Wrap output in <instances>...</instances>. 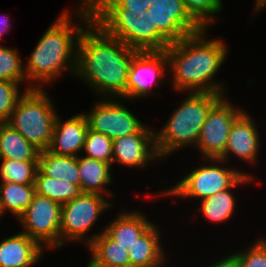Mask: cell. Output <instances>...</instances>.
Returning a JSON list of instances; mask_svg holds the SVG:
<instances>
[{
    "label": "cell",
    "instance_id": "obj_1",
    "mask_svg": "<svg viewBox=\"0 0 266 267\" xmlns=\"http://www.w3.org/2000/svg\"><path fill=\"white\" fill-rule=\"evenodd\" d=\"M136 52L92 20L78 39L75 76L88 83L100 98L126 100L129 67Z\"/></svg>",
    "mask_w": 266,
    "mask_h": 267
},
{
    "label": "cell",
    "instance_id": "obj_2",
    "mask_svg": "<svg viewBox=\"0 0 266 267\" xmlns=\"http://www.w3.org/2000/svg\"><path fill=\"white\" fill-rule=\"evenodd\" d=\"M77 8L75 18H79L77 21H80V25L72 23L73 14L68 9L64 10L37 42L24 64L27 81H30L24 90L44 88V85L55 82L58 80L56 78L68 72L75 75L78 39L84 27L93 20L89 3L78 5Z\"/></svg>",
    "mask_w": 266,
    "mask_h": 267
},
{
    "label": "cell",
    "instance_id": "obj_3",
    "mask_svg": "<svg viewBox=\"0 0 266 267\" xmlns=\"http://www.w3.org/2000/svg\"><path fill=\"white\" fill-rule=\"evenodd\" d=\"M208 29L187 35L165 50L168 69L177 92H212L225 94L224 84L214 77L228 55L222 39H206Z\"/></svg>",
    "mask_w": 266,
    "mask_h": 267
},
{
    "label": "cell",
    "instance_id": "obj_4",
    "mask_svg": "<svg viewBox=\"0 0 266 267\" xmlns=\"http://www.w3.org/2000/svg\"><path fill=\"white\" fill-rule=\"evenodd\" d=\"M188 94V95H187ZM166 125L155 131L156 148L161 160L186 146L197 145L210 109L224 96L212 92H187Z\"/></svg>",
    "mask_w": 266,
    "mask_h": 267
},
{
    "label": "cell",
    "instance_id": "obj_5",
    "mask_svg": "<svg viewBox=\"0 0 266 267\" xmlns=\"http://www.w3.org/2000/svg\"><path fill=\"white\" fill-rule=\"evenodd\" d=\"M93 21L108 35L137 51H162L171 44L156 28L151 11L123 7H91Z\"/></svg>",
    "mask_w": 266,
    "mask_h": 267
},
{
    "label": "cell",
    "instance_id": "obj_6",
    "mask_svg": "<svg viewBox=\"0 0 266 267\" xmlns=\"http://www.w3.org/2000/svg\"><path fill=\"white\" fill-rule=\"evenodd\" d=\"M43 88L23 91L7 123L37 150H48L57 111ZM49 97V98H48Z\"/></svg>",
    "mask_w": 266,
    "mask_h": 267
},
{
    "label": "cell",
    "instance_id": "obj_7",
    "mask_svg": "<svg viewBox=\"0 0 266 267\" xmlns=\"http://www.w3.org/2000/svg\"><path fill=\"white\" fill-rule=\"evenodd\" d=\"M206 162L208 165L200 164L180 179L181 181L179 180L175 186L166 191H160L159 195L185 199L190 197L201 201L232 187L245 174L241 170L223 167L222 165L227 163L219 158L206 159Z\"/></svg>",
    "mask_w": 266,
    "mask_h": 267
},
{
    "label": "cell",
    "instance_id": "obj_8",
    "mask_svg": "<svg viewBox=\"0 0 266 267\" xmlns=\"http://www.w3.org/2000/svg\"><path fill=\"white\" fill-rule=\"evenodd\" d=\"M105 198L107 197L99 194L80 193L73 200L62 205L61 248L65 246L66 241L73 243L83 240L84 245H89L86 235L103 212L111 209L113 205L112 201Z\"/></svg>",
    "mask_w": 266,
    "mask_h": 267
},
{
    "label": "cell",
    "instance_id": "obj_9",
    "mask_svg": "<svg viewBox=\"0 0 266 267\" xmlns=\"http://www.w3.org/2000/svg\"><path fill=\"white\" fill-rule=\"evenodd\" d=\"M62 205L35 193L32 202L17 219L22 232L36 240L44 249L61 248Z\"/></svg>",
    "mask_w": 266,
    "mask_h": 267
},
{
    "label": "cell",
    "instance_id": "obj_10",
    "mask_svg": "<svg viewBox=\"0 0 266 267\" xmlns=\"http://www.w3.org/2000/svg\"><path fill=\"white\" fill-rule=\"evenodd\" d=\"M168 59L165 50L137 51L133 57L126 84V100L155 95L152 84L160 86L168 80Z\"/></svg>",
    "mask_w": 266,
    "mask_h": 267
},
{
    "label": "cell",
    "instance_id": "obj_11",
    "mask_svg": "<svg viewBox=\"0 0 266 267\" xmlns=\"http://www.w3.org/2000/svg\"><path fill=\"white\" fill-rule=\"evenodd\" d=\"M227 101L225 95L210 109L202 126L196 149L204 159L221 158L226 148L230 128L244 111Z\"/></svg>",
    "mask_w": 266,
    "mask_h": 267
},
{
    "label": "cell",
    "instance_id": "obj_12",
    "mask_svg": "<svg viewBox=\"0 0 266 267\" xmlns=\"http://www.w3.org/2000/svg\"><path fill=\"white\" fill-rule=\"evenodd\" d=\"M119 98H100L88 113L84 112L88 128L102 133L112 140L138 132L145 124L137 119Z\"/></svg>",
    "mask_w": 266,
    "mask_h": 267
},
{
    "label": "cell",
    "instance_id": "obj_13",
    "mask_svg": "<svg viewBox=\"0 0 266 267\" xmlns=\"http://www.w3.org/2000/svg\"><path fill=\"white\" fill-rule=\"evenodd\" d=\"M147 11H151L157 30L170 43L203 29L190 16L182 0H155Z\"/></svg>",
    "mask_w": 266,
    "mask_h": 267
},
{
    "label": "cell",
    "instance_id": "obj_14",
    "mask_svg": "<svg viewBox=\"0 0 266 267\" xmlns=\"http://www.w3.org/2000/svg\"><path fill=\"white\" fill-rule=\"evenodd\" d=\"M156 160L162 161L156 148L155 131L148 125L113 140L112 166L115 162L130 168H145Z\"/></svg>",
    "mask_w": 266,
    "mask_h": 267
},
{
    "label": "cell",
    "instance_id": "obj_15",
    "mask_svg": "<svg viewBox=\"0 0 266 267\" xmlns=\"http://www.w3.org/2000/svg\"><path fill=\"white\" fill-rule=\"evenodd\" d=\"M257 126L250 113L243 111L230 128L226 148L220 159L228 163V157L233 154L249 164H255L261 146Z\"/></svg>",
    "mask_w": 266,
    "mask_h": 267
},
{
    "label": "cell",
    "instance_id": "obj_16",
    "mask_svg": "<svg viewBox=\"0 0 266 267\" xmlns=\"http://www.w3.org/2000/svg\"><path fill=\"white\" fill-rule=\"evenodd\" d=\"M87 130L88 123L84 111L65 121H61L57 114L48 150L56 155L78 157L79 151L83 149Z\"/></svg>",
    "mask_w": 266,
    "mask_h": 267
},
{
    "label": "cell",
    "instance_id": "obj_17",
    "mask_svg": "<svg viewBox=\"0 0 266 267\" xmlns=\"http://www.w3.org/2000/svg\"><path fill=\"white\" fill-rule=\"evenodd\" d=\"M45 249L23 232L0 242V267H31L43 257Z\"/></svg>",
    "mask_w": 266,
    "mask_h": 267
},
{
    "label": "cell",
    "instance_id": "obj_18",
    "mask_svg": "<svg viewBox=\"0 0 266 267\" xmlns=\"http://www.w3.org/2000/svg\"><path fill=\"white\" fill-rule=\"evenodd\" d=\"M158 225L152 224L128 250L130 267H163L165 266L164 248L160 239Z\"/></svg>",
    "mask_w": 266,
    "mask_h": 267
},
{
    "label": "cell",
    "instance_id": "obj_19",
    "mask_svg": "<svg viewBox=\"0 0 266 267\" xmlns=\"http://www.w3.org/2000/svg\"><path fill=\"white\" fill-rule=\"evenodd\" d=\"M114 219L103 228L104 232L127 250L153 224L144 213L135 210L133 212L122 210Z\"/></svg>",
    "mask_w": 266,
    "mask_h": 267
},
{
    "label": "cell",
    "instance_id": "obj_20",
    "mask_svg": "<svg viewBox=\"0 0 266 267\" xmlns=\"http://www.w3.org/2000/svg\"><path fill=\"white\" fill-rule=\"evenodd\" d=\"M77 163L80 171L81 193H94L113 197L112 191L106 189L113 180L111 164L80 155L77 157Z\"/></svg>",
    "mask_w": 266,
    "mask_h": 267
},
{
    "label": "cell",
    "instance_id": "obj_21",
    "mask_svg": "<svg viewBox=\"0 0 266 267\" xmlns=\"http://www.w3.org/2000/svg\"><path fill=\"white\" fill-rule=\"evenodd\" d=\"M89 245L86 246L91 252V262L97 267H130L128 250L113 239L104 229L89 236Z\"/></svg>",
    "mask_w": 266,
    "mask_h": 267
},
{
    "label": "cell",
    "instance_id": "obj_22",
    "mask_svg": "<svg viewBox=\"0 0 266 267\" xmlns=\"http://www.w3.org/2000/svg\"><path fill=\"white\" fill-rule=\"evenodd\" d=\"M253 181L255 182L256 180L252 174L245 173L232 187L201 200V204H199L201 207L197 208V210L200 213L202 212L203 217L211 222L224 223V221L230 220L236 207L234 188Z\"/></svg>",
    "mask_w": 266,
    "mask_h": 267
},
{
    "label": "cell",
    "instance_id": "obj_23",
    "mask_svg": "<svg viewBox=\"0 0 266 267\" xmlns=\"http://www.w3.org/2000/svg\"><path fill=\"white\" fill-rule=\"evenodd\" d=\"M38 169L45 176L67 181L80 188L77 157L56 155L49 150L39 151Z\"/></svg>",
    "mask_w": 266,
    "mask_h": 267
},
{
    "label": "cell",
    "instance_id": "obj_24",
    "mask_svg": "<svg viewBox=\"0 0 266 267\" xmlns=\"http://www.w3.org/2000/svg\"><path fill=\"white\" fill-rule=\"evenodd\" d=\"M39 150L7 122H0V159L38 161Z\"/></svg>",
    "mask_w": 266,
    "mask_h": 267
},
{
    "label": "cell",
    "instance_id": "obj_25",
    "mask_svg": "<svg viewBox=\"0 0 266 267\" xmlns=\"http://www.w3.org/2000/svg\"><path fill=\"white\" fill-rule=\"evenodd\" d=\"M34 184L0 183V219L8 210L18 219L35 195Z\"/></svg>",
    "mask_w": 266,
    "mask_h": 267
},
{
    "label": "cell",
    "instance_id": "obj_26",
    "mask_svg": "<svg viewBox=\"0 0 266 267\" xmlns=\"http://www.w3.org/2000/svg\"><path fill=\"white\" fill-rule=\"evenodd\" d=\"M34 185L36 193L50 198L60 205L66 204L81 193L77 185L45 176L39 169L36 172Z\"/></svg>",
    "mask_w": 266,
    "mask_h": 267
},
{
    "label": "cell",
    "instance_id": "obj_27",
    "mask_svg": "<svg viewBox=\"0 0 266 267\" xmlns=\"http://www.w3.org/2000/svg\"><path fill=\"white\" fill-rule=\"evenodd\" d=\"M0 177L3 182L35 184L38 161H16L0 159Z\"/></svg>",
    "mask_w": 266,
    "mask_h": 267
},
{
    "label": "cell",
    "instance_id": "obj_28",
    "mask_svg": "<svg viewBox=\"0 0 266 267\" xmlns=\"http://www.w3.org/2000/svg\"><path fill=\"white\" fill-rule=\"evenodd\" d=\"M21 58L17 49L0 45V80L12 81L20 85L27 80Z\"/></svg>",
    "mask_w": 266,
    "mask_h": 267
},
{
    "label": "cell",
    "instance_id": "obj_29",
    "mask_svg": "<svg viewBox=\"0 0 266 267\" xmlns=\"http://www.w3.org/2000/svg\"><path fill=\"white\" fill-rule=\"evenodd\" d=\"M190 16L202 27L208 29L216 22L214 15L222 11L221 0H182Z\"/></svg>",
    "mask_w": 266,
    "mask_h": 267
},
{
    "label": "cell",
    "instance_id": "obj_30",
    "mask_svg": "<svg viewBox=\"0 0 266 267\" xmlns=\"http://www.w3.org/2000/svg\"><path fill=\"white\" fill-rule=\"evenodd\" d=\"M113 140L108 136L88 128L82 151L85 156L112 165Z\"/></svg>",
    "mask_w": 266,
    "mask_h": 267
},
{
    "label": "cell",
    "instance_id": "obj_31",
    "mask_svg": "<svg viewBox=\"0 0 266 267\" xmlns=\"http://www.w3.org/2000/svg\"><path fill=\"white\" fill-rule=\"evenodd\" d=\"M250 248L234 255L240 267H266V237H258Z\"/></svg>",
    "mask_w": 266,
    "mask_h": 267
},
{
    "label": "cell",
    "instance_id": "obj_32",
    "mask_svg": "<svg viewBox=\"0 0 266 267\" xmlns=\"http://www.w3.org/2000/svg\"><path fill=\"white\" fill-rule=\"evenodd\" d=\"M19 83L0 80V122H7L15 108L18 98L22 95Z\"/></svg>",
    "mask_w": 266,
    "mask_h": 267
},
{
    "label": "cell",
    "instance_id": "obj_33",
    "mask_svg": "<svg viewBox=\"0 0 266 267\" xmlns=\"http://www.w3.org/2000/svg\"><path fill=\"white\" fill-rule=\"evenodd\" d=\"M155 0H89L91 7H123L127 9H148Z\"/></svg>",
    "mask_w": 266,
    "mask_h": 267
},
{
    "label": "cell",
    "instance_id": "obj_34",
    "mask_svg": "<svg viewBox=\"0 0 266 267\" xmlns=\"http://www.w3.org/2000/svg\"><path fill=\"white\" fill-rule=\"evenodd\" d=\"M208 267H240V265L234 255L230 254L225 258H220L219 261H215V263L209 265Z\"/></svg>",
    "mask_w": 266,
    "mask_h": 267
},
{
    "label": "cell",
    "instance_id": "obj_35",
    "mask_svg": "<svg viewBox=\"0 0 266 267\" xmlns=\"http://www.w3.org/2000/svg\"><path fill=\"white\" fill-rule=\"evenodd\" d=\"M2 16V15H1ZM0 16V39L4 37V33L10 30V26L12 25L11 22H8L10 18L8 16ZM10 23V24H9Z\"/></svg>",
    "mask_w": 266,
    "mask_h": 267
},
{
    "label": "cell",
    "instance_id": "obj_36",
    "mask_svg": "<svg viewBox=\"0 0 266 267\" xmlns=\"http://www.w3.org/2000/svg\"><path fill=\"white\" fill-rule=\"evenodd\" d=\"M263 7L265 8L266 7V0H256L255 1V7L253 9H255V13L256 12H259L260 9L262 10Z\"/></svg>",
    "mask_w": 266,
    "mask_h": 267
},
{
    "label": "cell",
    "instance_id": "obj_37",
    "mask_svg": "<svg viewBox=\"0 0 266 267\" xmlns=\"http://www.w3.org/2000/svg\"><path fill=\"white\" fill-rule=\"evenodd\" d=\"M78 2H80V3H78L79 5H84V4H87V3H89V0H79Z\"/></svg>",
    "mask_w": 266,
    "mask_h": 267
},
{
    "label": "cell",
    "instance_id": "obj_38",
    "mask_svg": "<svg viewBox=\"0 0 266 267\" xmlns=\"http://www.w3.org/2000/svg\"><path fill=\"white\" fill-rule=\"evenodd\" d=\"M86 267H97L96 265H94L91 261H89L87 263V266Z\"/></svg>",
    "mask_w": 266,
    "mask_h": 267
}]
</instances>
